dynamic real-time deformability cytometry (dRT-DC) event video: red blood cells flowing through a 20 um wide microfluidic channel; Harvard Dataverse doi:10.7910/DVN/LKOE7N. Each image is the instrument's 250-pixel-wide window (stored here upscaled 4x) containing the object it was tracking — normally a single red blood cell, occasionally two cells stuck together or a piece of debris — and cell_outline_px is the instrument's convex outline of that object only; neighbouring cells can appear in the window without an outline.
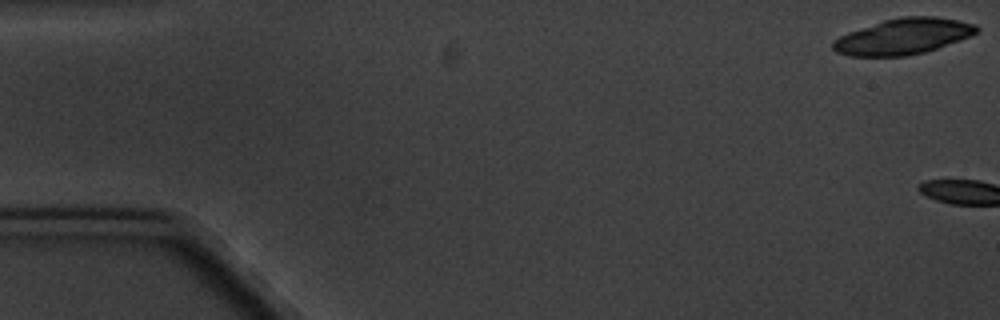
{"species": "common noctule bat (a hibernating species)", "species_latin": "Nyctalus noctula", "temperature_condition": "cold", "stored_images_in_passage": 7, "camera_frame_rate_fps": 3000, "um_per_image_px": 0.085, "animal": {"sex": "male", "body_mass_g": 20.1, "forearm_length_mm": 53.5}, "frame": {"image": 1, "passage_image": 1, "time_ms": 0.0, "image_size_px": [1000, 320], "cell_outline_px": [[980, 32], [972, 36], [924, 52], [904, 56], [848, 56], [836, 52], [832, 48], [832, 40], [848, 32], [884, 20], [900, 16], [936, 16], [960, 20], [976, 24], [980, 28]], "centroid_in_image_um": [76.8, 3.09], "position_along_channel_um": 8.2, "area_um2": 30.23}}